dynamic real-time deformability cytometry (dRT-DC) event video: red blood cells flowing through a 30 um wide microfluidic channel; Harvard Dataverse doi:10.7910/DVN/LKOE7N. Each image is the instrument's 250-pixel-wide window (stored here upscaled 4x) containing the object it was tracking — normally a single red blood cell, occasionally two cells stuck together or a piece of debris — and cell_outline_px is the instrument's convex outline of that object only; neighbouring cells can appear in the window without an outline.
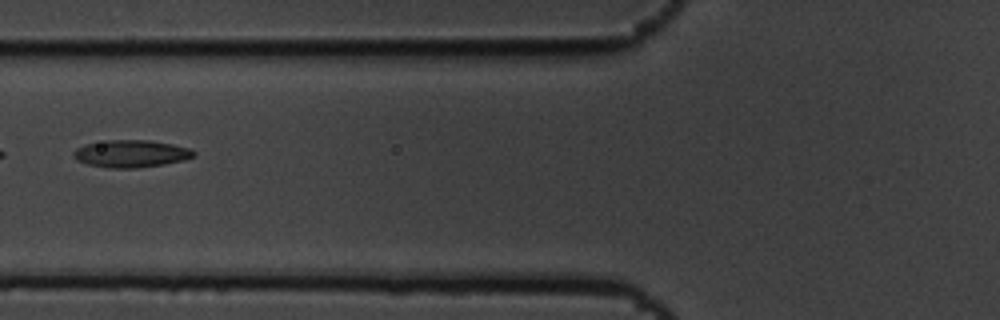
{"species": "common noctule bat (a hibernating species)", "species_latin": "Nyctalus noctula", "temperature_condition": "cold", "stored_images_in_passage": 9, "camera_frame_rate_fps": 3000, "um_per_image_px": 0.085, "animal": {"sex": "male", "body_mass_g": 19.5, "forearm_length_mm": 54.6}, "frame": {"image": 1, "passage_image": 6, "time_ms": 1.667, "image_size_px": [1000, 320], "cell_outline_px": [[196, 156], [184, 160], [164, 164], [136, 168], [108, 168], [88, 164], [76, 160], [72, 156], [72, 152], [76, 148], [84, 144], [108, 140], [148, 140], [172, 144], [192, 148], [196, 152]], "centroid_in_image_um": [11.14, 13.06], "position_along_channel_um": 114.7, "area_um2": 19.36}}
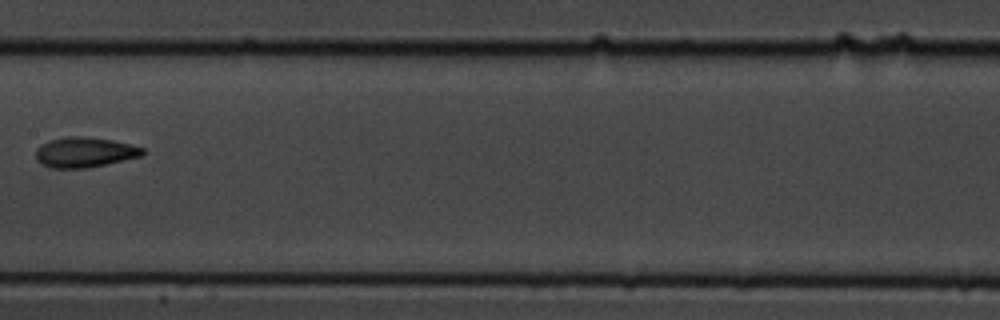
{"frame": {"image": 2, "passage_image": 8, "time_ms": 2.333, "image_size_px": [1000, 320], "cell_outline_px": [[144, 156], [88, 168], [52, 168], [40, 164], [36, 160], [36, 148], [40, 144], [48, 140], [64, 136], [88, 136], [112, 140], [144, 148]], "centroid_in_image_um": [7.16, 12.94], "position_along_channel_um": 200.2, "area_um2": 19.13}}
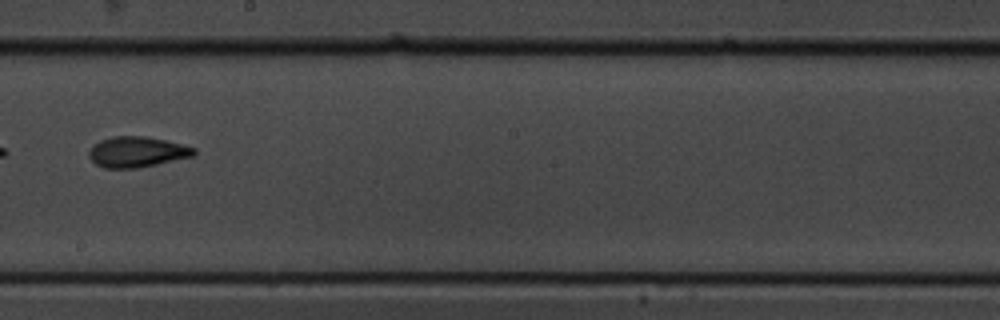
{"frame": {"image": 3, "passage_image": 9, "time_ms": 2.667, "image_size_px": [1000, 320], "cell_outline_px": [[196, 152], [192, 156], [156, 164], [136, 168], [104, 168], [96, 164], [88, 156], [88, 152], [100, 140], [112, 136], [144, 136], [164, 140], [196, 148]], "centroid_in_image_um": [11.62, 12.91], "position_along_channel_um": 236.6, "area_um2": 18.44}}